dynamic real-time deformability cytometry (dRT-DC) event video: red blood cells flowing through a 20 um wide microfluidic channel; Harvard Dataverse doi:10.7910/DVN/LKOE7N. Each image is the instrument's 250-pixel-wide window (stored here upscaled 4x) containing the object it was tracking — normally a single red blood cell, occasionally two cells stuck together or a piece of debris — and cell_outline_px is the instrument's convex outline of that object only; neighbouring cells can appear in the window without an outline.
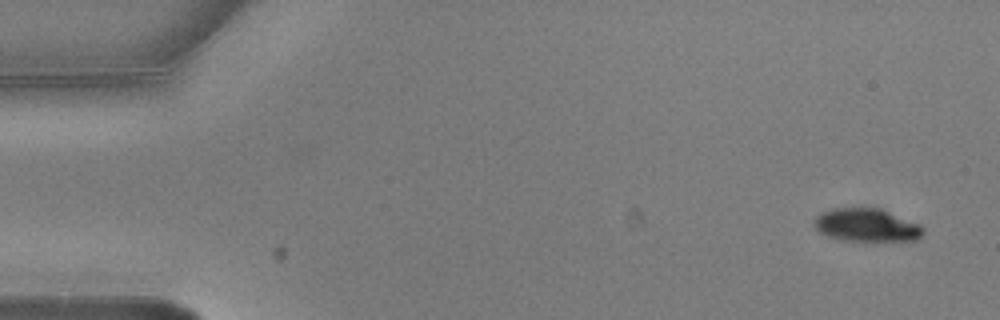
{"species": "common noctule bat (a hibernating species)", "species_latin": "Nyctalus noctula", "temperature_condition": "warm", "stored_images_in_passage": 4, "camera_frame_rate_fps": 3000, "um_per_image_px": 0.085, "animal": {"sex": "male", "body_mass_g": 20.5, "forearm_length_mm": 52.5}, "frame": {"image": 1, "passage_image": 1, "time_ms": 0.0, "image_size_px": [1000, 320], "cell_outline_px": [[924, 232], [916, 240], [872, 244], [844, 240], [828, 236], [820, 232], [812, 224], [812, 220], [820, 212], [832, 208], [860, 204], [880, 208], [920, 224], [924, 228]], "centroid_in_image_um": [73.65, 19.13], "position_along_channel_um": 11.4, "area_um2": 22.66}}
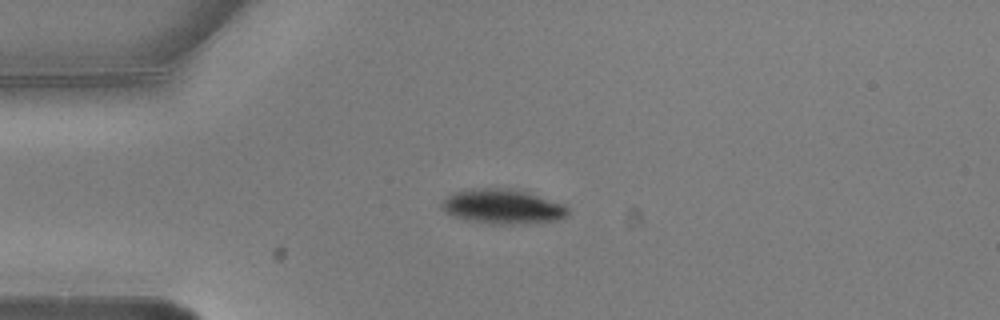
{"frame": {"image": 2, "passage_image": 4, "time_ms": 1.0, "image_size_px": [1000, 320], "cell_outline_px": [[568, 216], [560, 220], [532, 224], [488, 224], [464, 220], [452, 216], [444, 212], [440, 208], [440, 204], [452, 192], [472, 188], [516, 188], [564, 204], [568, 208]], "centroid_in_image_um": [42.72, 17.57], "position_along_channel_um": 42.3, "area_um2": 26.24}}